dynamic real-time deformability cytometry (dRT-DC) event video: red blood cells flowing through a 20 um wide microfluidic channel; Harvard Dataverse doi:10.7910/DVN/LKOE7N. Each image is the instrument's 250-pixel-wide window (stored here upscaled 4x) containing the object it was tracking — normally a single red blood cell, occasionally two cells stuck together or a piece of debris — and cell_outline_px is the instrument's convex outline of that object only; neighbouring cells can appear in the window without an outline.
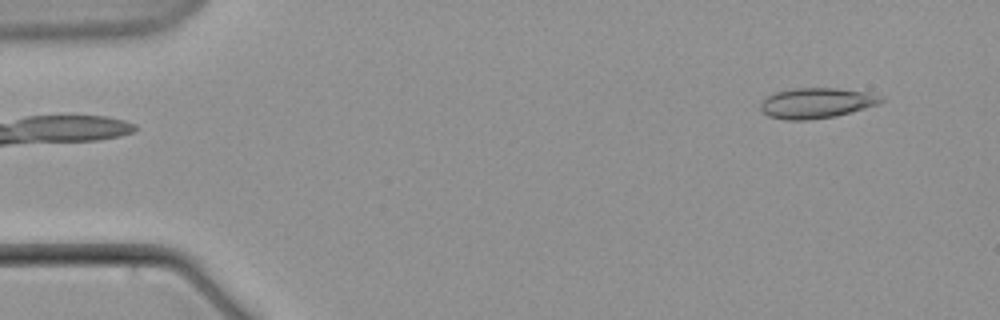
{"species": "common noctule bat (a hibernating species)", "species_latin": "Nyctalus noctula", "temperature_condition": "warm", "stored_images_in_passage": 7, "camera_frame_rate_fps": 3000, "um_per_image_px": 0.085, "animal": {"sex": "male", "body_mass_g": 21.5, "forearm_length_mm": 52.0}, "frame": {"image": 1, "passage_image": 7, "time_ms": 7.333, "image_size_px": [1000, 320], "cell_outline_px": [[884, 100], [880, 104], [836, 116], [808, 120], [784, 120], [768, 116], [760, 108], [760, 104], [764, 96], [776, 92], [792, 88], [836, 88], [868, 92], [880, 96]], "centroid_in_image_um": [69.37, 8.76], "position_along_channel_um": 15.6, "area_um2": 21.5}}